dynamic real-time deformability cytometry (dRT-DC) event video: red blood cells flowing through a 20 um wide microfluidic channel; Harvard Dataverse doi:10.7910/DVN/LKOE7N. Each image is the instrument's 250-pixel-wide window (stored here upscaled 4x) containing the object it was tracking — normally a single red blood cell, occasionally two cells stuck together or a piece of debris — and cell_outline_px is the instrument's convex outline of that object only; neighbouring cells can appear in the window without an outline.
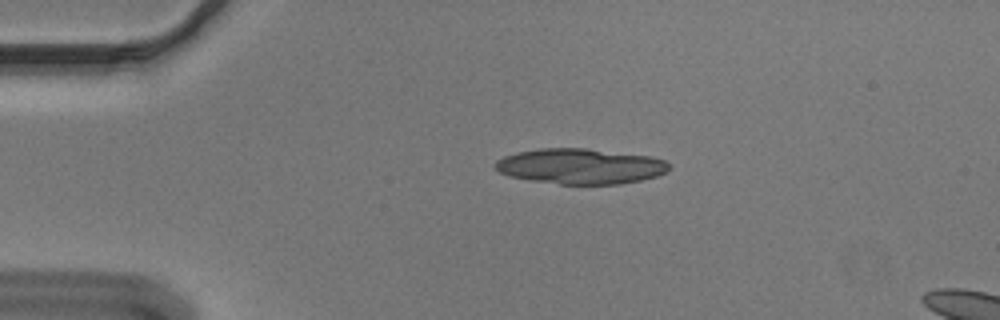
{"species": "Egyptian fruit bat (a non-hibernating species)", "species_latin": "Rousettus aegyptiacus", "temperature_condition": "cold", "stored_images_in_passage": 36, "segment_of_instrument_passage": [1, 2], "camera_frame_rate_fps": 3000, "um_per_image_px": 0.085, "animal": {"sex": "male"}, "frame": {"image": 1, "passage_image": 1, "time_ms": 0.0, "image_size_px": [1000, 320], "cell_outline_px": [[668, 168], [664, 172], [656, 176], [640, 180], [620, 184], [560, 184], [532, 180], [508, 176], [500, 172], [496, 168], [496, 160], [504, 156], [516, 152], [540, 148], [584, 148], [648, 156], [664, 160], [668, 164]], "centroid_in_image_um": [49.29, 14.13], "position_along_channel_um": 35.7, "area_um2": 35.49}}